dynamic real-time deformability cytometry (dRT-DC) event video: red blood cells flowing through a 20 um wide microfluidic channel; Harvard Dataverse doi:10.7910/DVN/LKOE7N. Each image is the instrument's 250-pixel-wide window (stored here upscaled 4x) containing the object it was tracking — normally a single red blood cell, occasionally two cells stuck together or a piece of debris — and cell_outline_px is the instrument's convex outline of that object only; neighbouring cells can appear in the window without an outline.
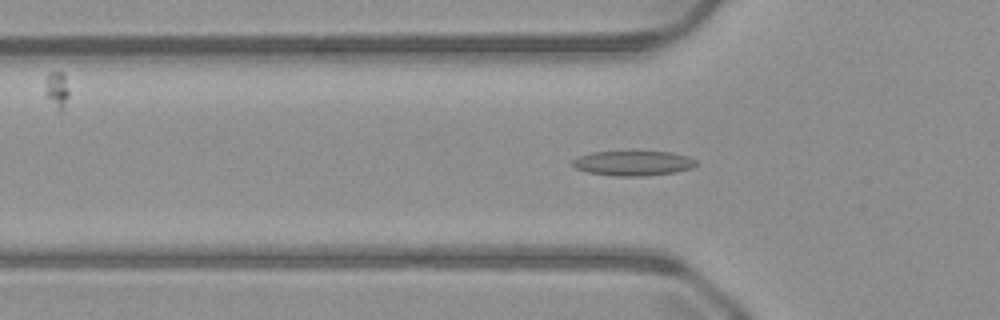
{"species": "common noctule bat (a hibernating species)", "species_latin": "Nyctalus noctula", "temperature_condition": "warm", "stored_images_in_passage": 52, "camera_frame_rate_fps": 3000, "um_per_image_px": 0.085, "animal": {"sex": "male", "body_mass_g": 23.1, "forearm_length_mm": 52.7}, "frame": {"image": 1, "passage_image": 17, "time_ms": 5.333, "image_size_px": [1000, 320], "cell_outline_px": [[696, 164], [692, 168], [676, 172], [648, 176], [612, 176], [588, 172], [576, 168], [572, 164], [572, 160], [580, 156], [592, 152], [672, 152], [688, 156], [696, 160]], "centroid_in_image_um": [53.84, 13.88], "position_along_channel_um": 72.0, "area_um2": 17.86}}
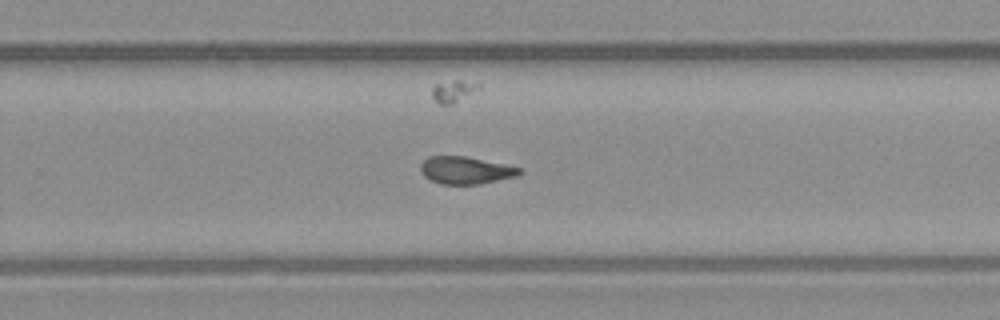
{"frame": {"image": 2, "passage_image": 33, "time_ms": 10.667, "image_size_px": [1000, 320], "cell_outline_px": [[524, 168], [516, 176], [480, 184], [440, 184], [424, 176], [420, 172], [420, 164], [428, 156], [464, 156]], "centroid_in_image_um": [39.56, 14.47], "position_along_channel_um": 290.2, "area_um2": 15.72}}
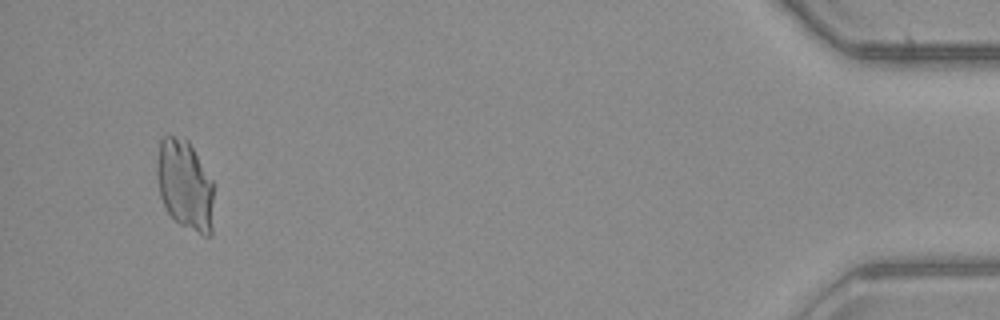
{"frame": {"image": 3, "passage_image": 52, "time_ms": 17.0, "image_size_px": [1000, 320], "cell_outline_px": [[212, 236], [204, 236], [180, 224], [168, 212], [160, 196], [156, 172], [156, 164], [160, 140], [164, 136], [172, 136], [188, 140], [212, 180]], "centroid_in_image_um": [15.71, 15.73], "position_along_channel_um": 419.5, "area_um2": 29.59}, "authors_computed_cell_mechanics": {"area_um2": 16.762, "velocity_mm_per_s": 4.0783, "shape_relaxation_time_tau1_ms": null, "shape_relaxation_time_tau2_ms": 2.1395, "deformation_change_tau1": null, "deformation_change_tau2": 0.0801}}